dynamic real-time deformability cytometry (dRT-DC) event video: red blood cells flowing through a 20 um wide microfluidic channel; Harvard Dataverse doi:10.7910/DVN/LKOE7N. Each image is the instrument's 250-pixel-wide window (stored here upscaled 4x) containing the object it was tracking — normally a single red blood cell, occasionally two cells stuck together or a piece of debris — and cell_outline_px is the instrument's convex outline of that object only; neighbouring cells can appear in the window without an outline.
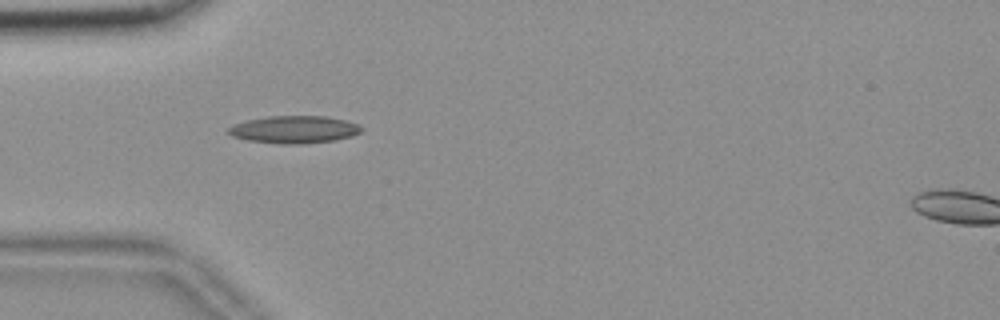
{"species": "common noctule bat (a hibernating species)", "species_latin": "Nyctalus noctula", "temperature_condition": "room temperature", "stored_images_in_passage": 40, "camera_frame_rate_fps": 3000, "um_per_image_px": 0.085, "animal": {"sex": "female", "body_mass_g": 18.4}, "frame": {"image": 1, "passage_image": 1, "time_ms": 0.0, "image_size_px": [1000, 320], "cell_outline_px": [[364, 128], [360, 132], [352, 136], [336, 140], [300, 144], [280, 144], [248, 140], [232, 136], [228, 132], [228, 128], [236, 124], [248, 120], [268, 116], [324, 116], [344, 120], [356, 124]], "centroid_in_image_um": [25.02, 11.01], "position_along_channel_um": 60.0, "area_um2": 21.1}}
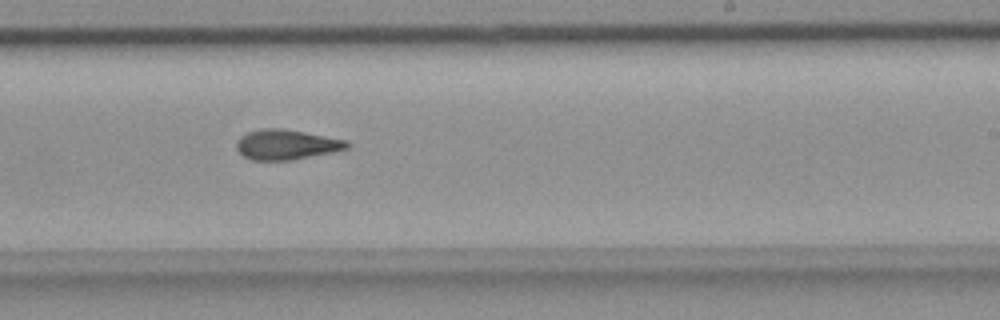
{"frame": {"image": 2, "passage_image": 18, "time_ms": 5.667, "image_size_px": [1000, 320], "cell_outline_px": [[352, 144], [348, 148], [332, 152], [292, 160], [252, 160], [244, 156], [236, 148], [236, 140], [240, 136], [248, 132], [260, 128], [280, 128], [304, 132], [348, 140]], "centroid_in_image_um": [24.35, 12.28], "position_along_channel_um": 264.7, "area_um2": 19.42}}
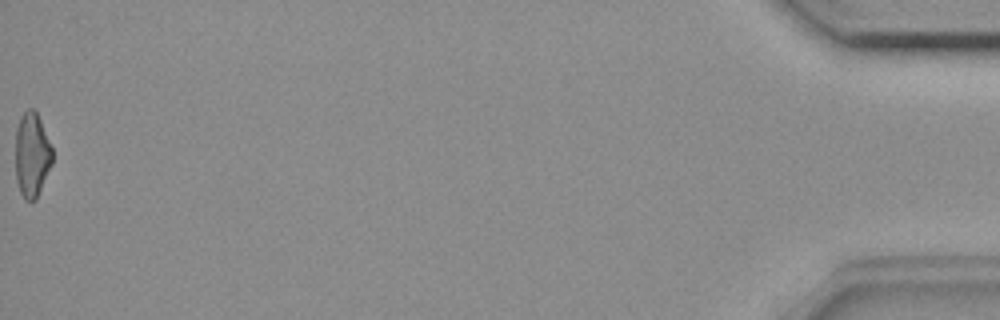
{"frame": {"image": 3, "passage_image": 40, "time_ms": 13.0, "image_size_px": [1000, 320], "cell_outline_px": [[52, 164], [36, 200], [24, 200], [20, 192], [16, 180], [16, 128], [20, 116], [28, 108], [32, 108], [36, 112], [40, 120], [52, 148]], "centroid_in_image_um": [2.7, 13.17], "position_along_channel_um": 432.5, "area_um2": 18.15}, "authors_computed_cell_mechanics": {"area_um2": 19.1318, "velocity_mm_per_s": 3.6686, "shape_relaxation_time_tau1_ms": null, "shape_relaxation_time_tau2_ms": 3.8111, "deformation_change_tau1": null, "deformation_change_tau2": 0.1315}}